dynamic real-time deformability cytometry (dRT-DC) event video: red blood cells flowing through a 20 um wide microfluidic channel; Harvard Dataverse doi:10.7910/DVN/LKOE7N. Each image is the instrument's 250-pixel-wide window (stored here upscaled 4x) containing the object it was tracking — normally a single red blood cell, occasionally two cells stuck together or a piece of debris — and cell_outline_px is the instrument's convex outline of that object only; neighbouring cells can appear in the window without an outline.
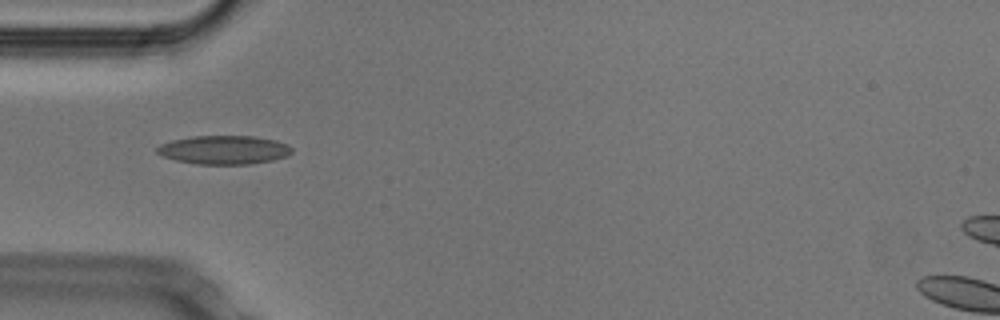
{"species": "Egyptian fruit bat (a non-hibernating species)", "species_latin": "Rousettus aegyptiacus", "temperature_condition": "cold", "stored_images_in_passage": 34, "camera_frame_rate_fps": 3000, "um_per_image_px": 0.085, "animal": {"sex": "male"}, "frame": {"image": 1, "passage_image": 1, "time_ms": 0.0, "image_size_px": [1000, 320], "cell_outline_px": [[292, 152], [288, 156], [272, 160], [248, 164], [196, 164], [176, 160], [160, 156], [156, 152], [156, 148], [160, 144], [172, 140], [192, 136], [256, 136], [276, 140], [288, 144], [292, 148]], "centroid_in_image_um": [19.03, 12.73], "position_along_channel_um": 66.0, "area_um2": 22.72}}
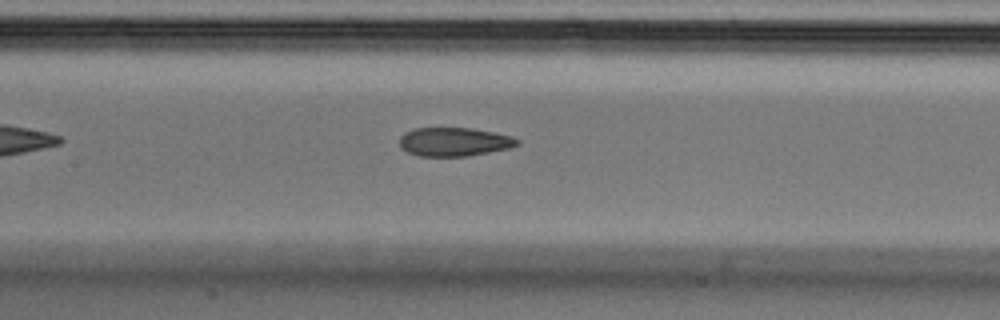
{"frame": {"image": 2, "passage_image": 9, "time_ms": 2.667, "image_size_px": [1000, 320], "cell_outline_px": [[520, 144], [512, 148], [468, 156], [420, 156], [408, 152], [400, 148], [400, 136], [404, 132], [416, 128], [472, 128], [496, 132], [512, 136], [520, 140]], "centroid_in_image_um": [38.65, 12.05], "position_along_channel_um": 168.8, "area_um2": 19.94}}
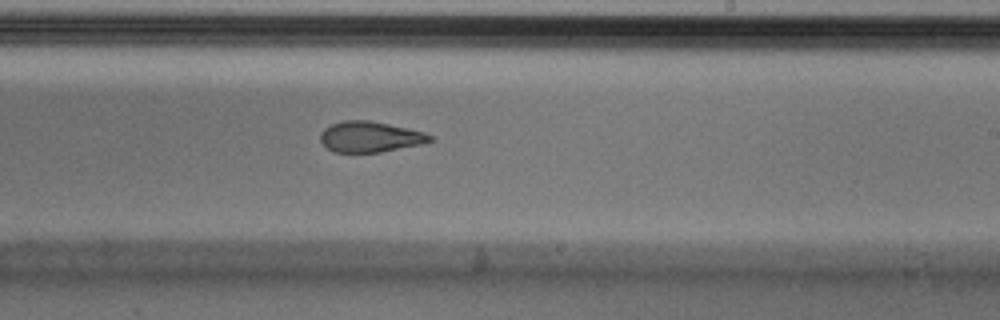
{"frame": {"image": 3, "passage_image": 16, "time_ms": 5.0, "image_size_px": [1000, 320], "cell_outline_px": [[436, 140], [420, 144], [380, 152], [332, 152], [320, 140], [320, 132], [324, 128], [332, 124], [344, 120], [368, 120], [408, 128], [424, 132], [432, 136]], "centroid_in_image_um": [31.45, 11.62], "position_along_channel_um": 257.5, "area_um2": 19.54}, "authors_computed_cell_mechanics": {"area_um2": 20.8658, "velocity_mm_per_s": 3.8192, "shape_relaxation_time_tau1_ms": 7.8656, "shape_relaxation_time_tau2_ms": 2.5948, "deformation_change_tau1": 0.1883, "deformation_change_tau2": 0.0958}}